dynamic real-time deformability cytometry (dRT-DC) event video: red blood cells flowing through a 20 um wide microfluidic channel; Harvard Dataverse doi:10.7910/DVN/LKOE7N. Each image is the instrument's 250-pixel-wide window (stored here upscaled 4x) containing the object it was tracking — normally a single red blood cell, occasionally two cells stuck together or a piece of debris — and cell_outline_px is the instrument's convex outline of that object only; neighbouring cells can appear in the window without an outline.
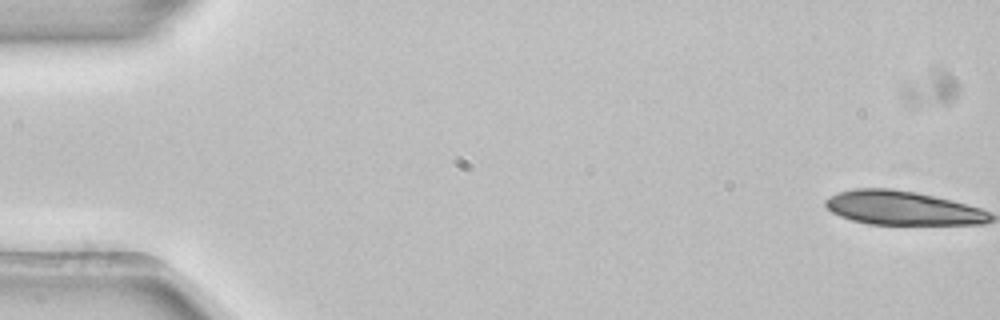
{"species": "common noctule bat (a hibernating species)", "species_latin": "Nyctalus noctula", "temperature_condition": "room temperature", "stored_images_in_passage": 8, "segment_of_instrument_passage": [1, 2], "camera_frame_rate_fps": 3000, "um_per_image_px": 0.085, "animal": {"sex": "female", "body_mass_g": 22.7, "forearm_length_mm": 54.2}, "frame": {"image": 1, "passage_image": 2, "time_ms": 0.333, "image_size_px": [1000, 320], "cell_outline_px": [[956, 96], [952, 100], [944, 104], [912, 108], [904, 100], [900, 92], [900, 88], [904, 84], [936, 68], [940, 68], [948, 72], [952, 76], [956, 84]], "centroid_in_image_um": [79.03, 7.59], "position_along_channel_um": 6.0, "area_um2": 11.5}}